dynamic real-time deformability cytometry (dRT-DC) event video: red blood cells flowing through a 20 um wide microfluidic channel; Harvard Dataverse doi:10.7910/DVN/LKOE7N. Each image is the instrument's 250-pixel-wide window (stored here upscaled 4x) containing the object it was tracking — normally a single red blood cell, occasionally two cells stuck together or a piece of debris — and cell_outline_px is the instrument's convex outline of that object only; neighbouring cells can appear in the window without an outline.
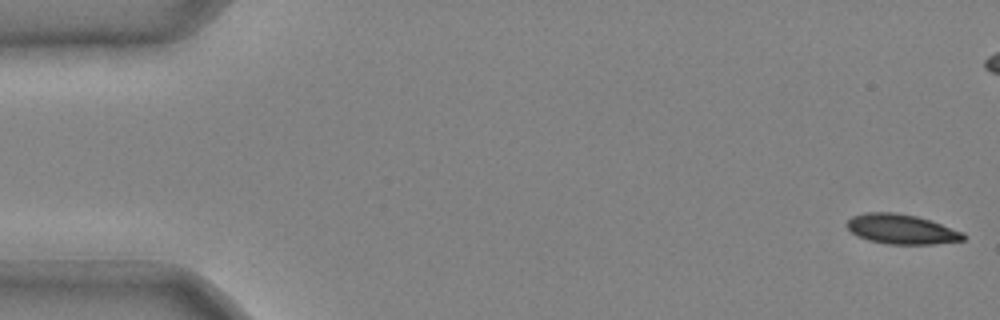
{"species": "common noctule bat (a hibernating species)", "species_latin": "Nyctalus noctula", "temperature_condition": "cold", "stored_images_in_passage": 7, "camera_frame_rate_fps": 3000, "um_per_image_px": 0.085, "animal": {"sex": "male", "body_mass_g": 20.4}, "frame": {"image": 1, "passage_image": 1, "time_ms": 0.0, "image_size_px": [1000, 320], "cell_outline_px": [[968, 236], [964, 240], [932, 244], [888, 244], [868, 240], [856, 236], [844, 224], [852, 216], [864, 212], [896, 212], [916, 216], [964, 232]], "centroid_in_image_um": [76.6, 19.48], "position_along_channel_um": 8.4, "area_um2": 20.29}}
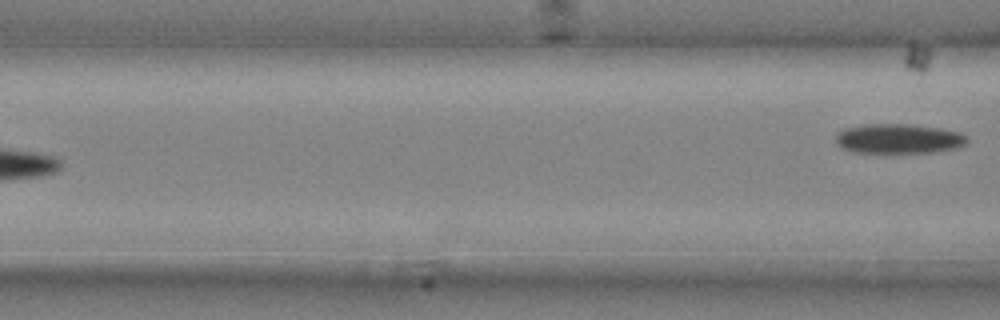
{"frame": {"image": 2, "passage_image": 7, "time_ms": 2.0, "image_size_px": [1000, 320], "cell_outline_px": [[968, 140], [964, 144], [956, 148], [932, 152], [856, 152], [844, 148], [836, 144], [836, 136], [844, 128], [864, 124], [908, 124], [940, 128], [960, 132], [968, 136]], "centroid_in_image_um": [76.4, 11.77], "position_along_channel_um": 90.2, "area_um2": 22.54}}